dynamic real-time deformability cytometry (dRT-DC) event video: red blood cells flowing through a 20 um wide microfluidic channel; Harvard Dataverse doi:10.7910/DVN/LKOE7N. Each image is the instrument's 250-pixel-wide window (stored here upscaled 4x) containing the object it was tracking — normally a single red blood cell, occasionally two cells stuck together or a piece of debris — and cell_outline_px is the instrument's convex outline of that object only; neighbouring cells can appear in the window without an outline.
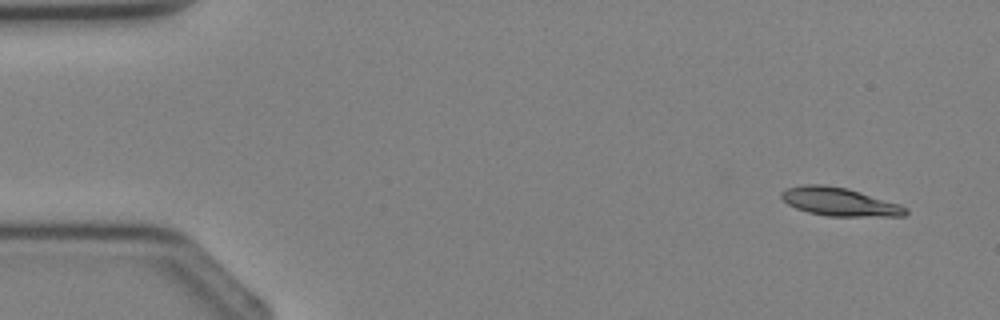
{"species": "Egyptian fruit bat (a non-hibernating species)", "species_latin": "Rousettus aegyptiacus", "temperature_condition": "cold", "stored_images_in_passage": 3, "camera_frame_rate_fps": 3000, "um_per_image_px": 0.085, "animal": {"sex": "female"}, "frame": {"image": 1, "passage_image": 1, "time_ms": 0.0, "image_size_px": [1000, 320], "cell_outline_px": [[908, 212], [904, 216], [828, 216], [808, 212], [796, 208], [788, 204], [780, 196], [780, 192], [784, 188], [804, 184], [820, 184], [848, 188], [900, 204], [908, 208]], "centroid_in_image_um": [71.34, 17.14], "position_along_channel_um": 13.7, "area_um2": 20.58}}
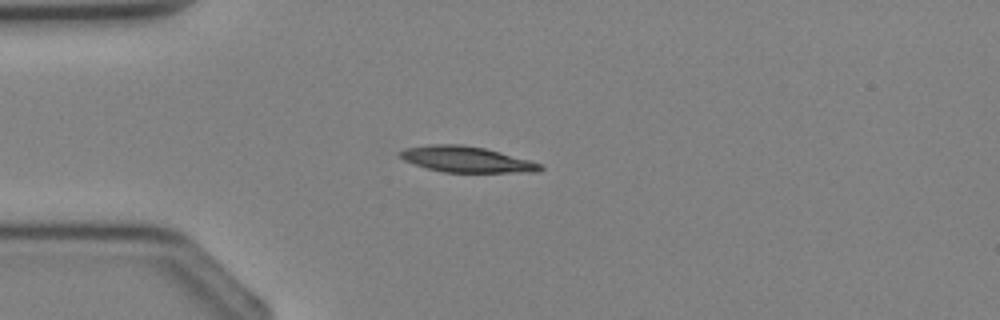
{"frame": {"image": 2, "passage_image": 3, "time_ms": 2.333, "image_size_px": [1000, 320], "cell_outline_px": [[544, 168], [540, 172], [444, 172], [428, 168], [404, 160], [396, 152], [404, 148], [428, 144], [460, 144], [484, 148], [500, 152], [528, 160], [540, 164]], "centroid_in_image_um": [39.61, 13.54], "position_along_channel_um": 45.4, "area_um2": 20.98}}